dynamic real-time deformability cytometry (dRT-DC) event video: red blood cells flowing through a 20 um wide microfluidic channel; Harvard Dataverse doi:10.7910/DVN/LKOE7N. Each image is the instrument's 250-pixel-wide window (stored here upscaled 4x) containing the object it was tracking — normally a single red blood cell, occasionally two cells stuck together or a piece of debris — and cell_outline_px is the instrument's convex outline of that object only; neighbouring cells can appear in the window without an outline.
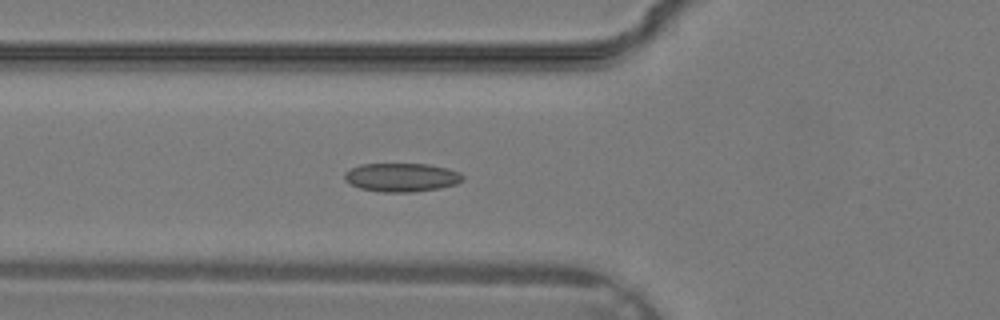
{"species": "common noctule bat (a hibernating species)", "species_latin": "Nyctalus noctula", "temperature_condition": "warm", "stored_images_in_passage": 24, "camera_frame_rate_fps": 3000, "um_per_image_px": 0.085, "animal": {"sex": "male", "body_mass_g": 19.2, "forearm_length_mm": 51.8}, "frame": {"image": 1, "passage_image": 6, "time_ms": 1.667, "image_size_px": [1000, 320], "cell_outline_px": [[464, 180], [456, 184], [440, 188], [412, 192], [384, 192], [360, 188], [344, 180], [344, 172], [360, 164], [428, 164], [448, 168], [460, 172], [464, 176]], "centroid_in_image_um": [34.16, 15.07], "position_along_channel_um": 91.6, "area_um2": 19.77}}
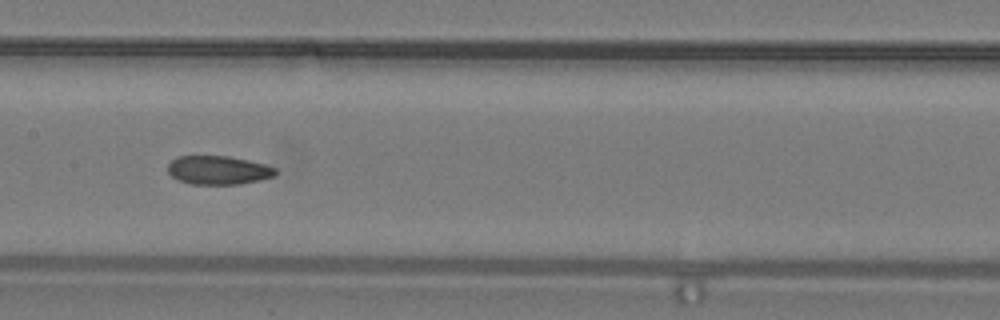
{"frame": {"image": 2, "passage_image": 11, "time_ms": 3.333, "image_size_px": [1000, 320], "cell_outline_px": [[276, 176], [260, 180], [240, 184], [192, 184], [180, 180], [172, 176], [168, 172], [168, 164], [176, 156], [228, 156], [248, 160], [264, 164], [276, 168]], "centroid_in_image_um": [18.57, 14.46], "position_along_channel_um": 188.8, "area_um2": 17.98}}
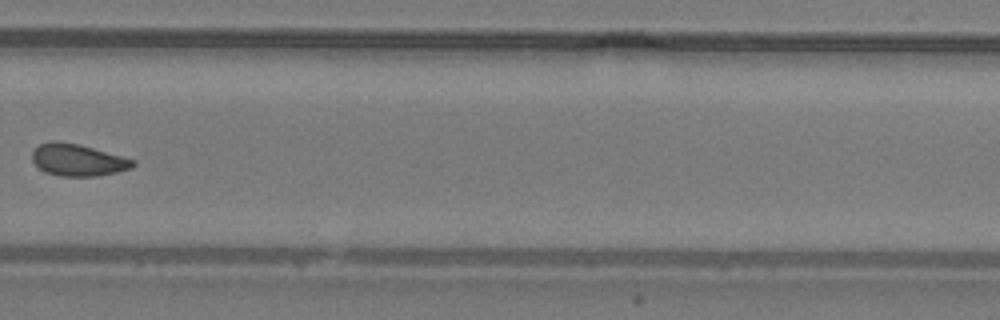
{"frame": {"image": 3, "passage_image": 18, "time_ms": 5.667, "image_size_px": [1000, 320], "cell_outline_px": [[136, 164], [132, 168], [116, 172], [96, 176], [60, 176], [48, 172], [40, 168], [32, 160], [32, 152], [40, 144], [52, 140], [56, 140], [80, 144], [136, 160]], "centroid_in_image_um": [6.64, 13.58], "position_along_channel_um": 323.2, "area_um2": 18.73}}